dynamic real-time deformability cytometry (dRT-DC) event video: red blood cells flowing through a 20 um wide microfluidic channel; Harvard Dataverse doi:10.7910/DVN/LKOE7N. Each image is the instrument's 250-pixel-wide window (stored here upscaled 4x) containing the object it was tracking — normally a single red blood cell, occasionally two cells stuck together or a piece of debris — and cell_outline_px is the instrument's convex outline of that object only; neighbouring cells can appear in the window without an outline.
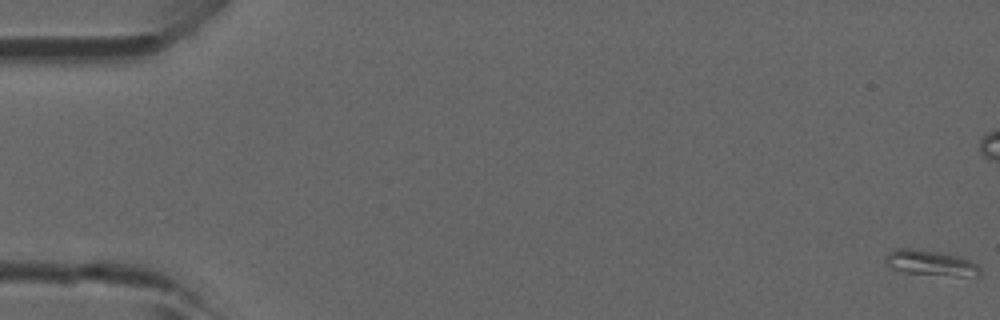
{"species": "common noctule bat (a hibernating species)", "species_latin": "Nyctalus noctula", "temperature_condition": "room temperature", "stored_images_in_passage": 48, "camera_frame_rate_fps": 3000, "um_per_image_px": 0.085, "animal": {"sex": "male", "forearm_length_mm": 52.5}, "frame": {"image": 1, "passage_image": 1, "time_ms": 0.0, "image_size_px": [1000, 320], "cell_outline_px": [[980, 276], [956, 276], [904, 272], [888, 268], [884, 260], [884, 256], [892, 248], [912, 248], [940, 252], [960, 256], [980, 264]], "centroid_in_image_um": [79.08, 22.33], "position_along_channel_um": 5.9, "area_um2": 14.39}}